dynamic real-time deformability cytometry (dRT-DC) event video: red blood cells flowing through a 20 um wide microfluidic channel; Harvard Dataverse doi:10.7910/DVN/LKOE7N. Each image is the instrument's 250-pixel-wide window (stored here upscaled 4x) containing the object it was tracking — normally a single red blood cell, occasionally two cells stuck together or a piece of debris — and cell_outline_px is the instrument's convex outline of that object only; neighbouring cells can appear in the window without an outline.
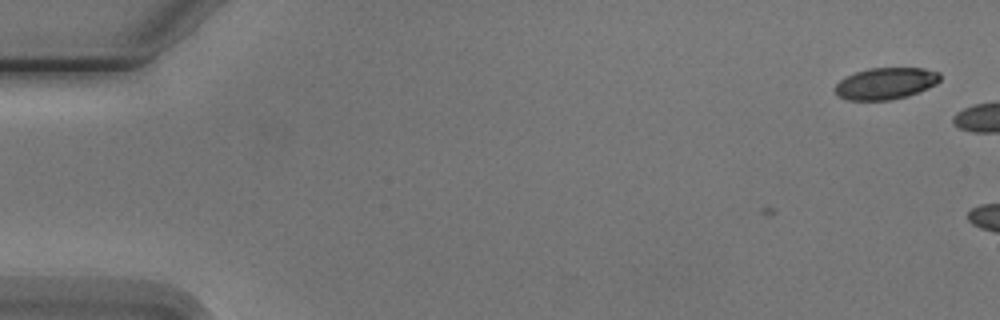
{"species": "Egyptian fruit bat (a non-hibernating species)", "species_latin": "Rousettus aegyptiacus", "temperature_condition": "cold", "stored_images_in_passage": 2, "camera_frame_rate_fps": 3000, "um_per_image_px": 0.085, "animal": {"sex": "male"}, "frame": {"image": 1, "passage_image": 2, "time_ms": 1.333, "image_size_px": [1000, 320], "cell_outline_px": [[940, 80], [936, 84], [928, 88], [908, 96], [888, 100], [848, 100], [840, 96], [832, 88], [840, 80], [856, 72], [868, 68], [924, 68], [940, 72]], "centroid_in_image_um": [75.3, 7.09], "position_along_channel_um": 9.7, "area_um2": 19.36}}